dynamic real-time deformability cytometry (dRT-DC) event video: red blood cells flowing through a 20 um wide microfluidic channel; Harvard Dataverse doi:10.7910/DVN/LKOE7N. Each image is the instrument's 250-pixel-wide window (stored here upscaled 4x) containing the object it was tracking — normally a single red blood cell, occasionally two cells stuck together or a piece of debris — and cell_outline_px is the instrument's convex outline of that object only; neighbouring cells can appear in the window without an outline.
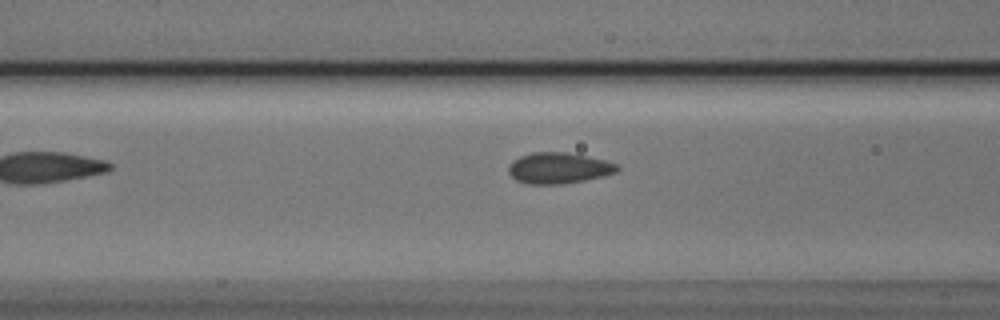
{"species": "Egyptian fruit bat (a non-hibernating species)", "species_latin": "Rousettus aegyptiacus", "temperature_condition": "cold", "stored_images_in_passage": 6, "camera_frame_rate_fps": 3000, "um_per_image_px": 0.085, "animal": {"sex": "male"}, "frame": {"image": 1, "passage_image": 4, "time_ms": 1.0, "image_size_px": [1000, 320], "cell_outline_px": [[620, 168], [616, 172], [584, 180], [560, 184], [528, 184], [516, 180], [508, 172], [508, 168], [512, 160], [520, 156], [532, 152], [568, 152], [604, 160], [616, 164]], "centroid_in_image_um": [47.44, 14.28], "position_along_channel_um": 119.2, "area_um2": 19.48}}